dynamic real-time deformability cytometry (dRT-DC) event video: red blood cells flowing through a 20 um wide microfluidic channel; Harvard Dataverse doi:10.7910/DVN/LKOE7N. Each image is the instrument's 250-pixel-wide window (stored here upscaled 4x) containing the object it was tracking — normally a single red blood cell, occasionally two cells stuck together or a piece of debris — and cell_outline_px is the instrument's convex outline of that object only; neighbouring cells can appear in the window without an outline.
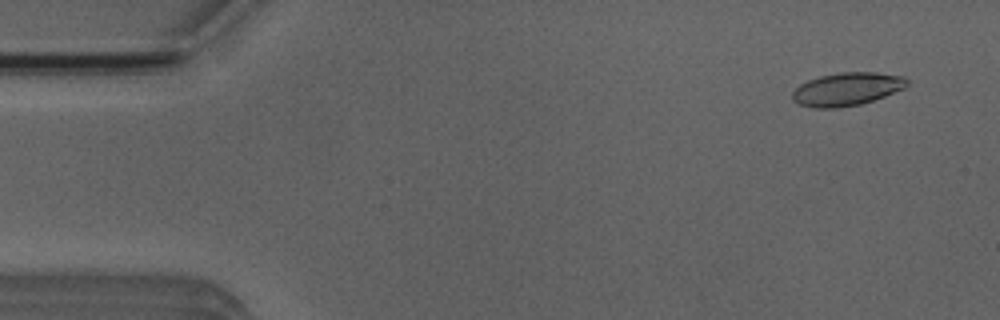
{"species": "Egyptian fruit bat (a non-hibernating species)", "species_latin": "Rousettus aegyptiacus", "temperature_condition": "room temperature", "stored_images_in_passage": 4, "camera_frame_rate_fps": 3000, "um_per_image_px": 0.085, "animal": {"sex": "male"}, "frame": {"image": 1, "passage_image": 4, "time_ms": 3.667, "image_size_px": [1000, 320], "cell_outline_px": [[908, 84], [904, 88], [884, 96], [860, 104], [836, 108], [812, 108], [800, 104], [792, 100], [792, 92], [800, 84], [808, 80], [820, 76], [840, 72], [876, 72], [904, 76], [908, 80]], "centroid_in_image_um": [71.97, 7.57], "position_along_channel_um": 13.0, "area_um2": 22.08}}